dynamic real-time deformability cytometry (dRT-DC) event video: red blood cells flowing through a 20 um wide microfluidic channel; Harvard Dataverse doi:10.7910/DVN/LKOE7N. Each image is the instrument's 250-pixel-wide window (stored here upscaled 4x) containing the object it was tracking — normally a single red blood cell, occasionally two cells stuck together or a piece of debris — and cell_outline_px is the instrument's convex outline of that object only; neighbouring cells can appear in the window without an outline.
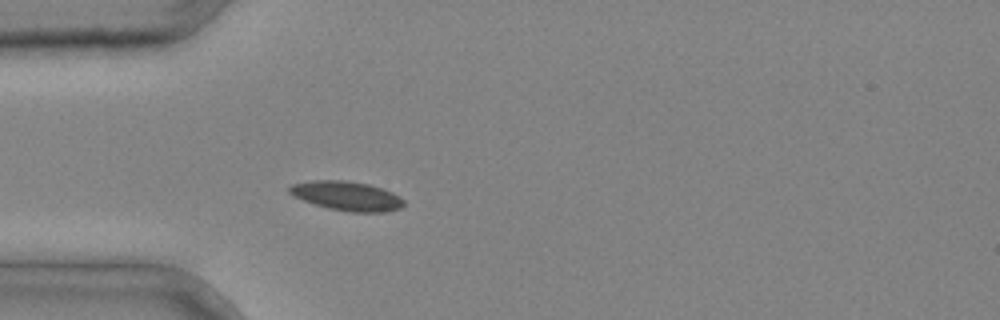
{"species": "common noctule bat (a hibernating species)", "species_latin": "Nyctalus noctula", "temperature_condition": "cold", "stored_images_in_passage": 2, "camera_frame_rate_fps": 3000, "um_per_image_px": 0.085, "animal": {"sex": "male", "body_mass_g": 20.4}, "frame": {"image": 1, "passage_image": 2, "time_ms": 0.333, "image_size_px": [1000, 320], "cell_outline_px": [[404, 204], [400, 208], [384, 212], [352, 212], [328, 208], [292, 196], [288, 192], [288, 188], [292, 184], [312, 180], [344, 180], [368, 184], [384, 188], [400, 196], [404, 200]], "centroid_in_image_um": [29.49, 16.64], "position_along_channel_um": 55.5, "area_um2": 19.54}}